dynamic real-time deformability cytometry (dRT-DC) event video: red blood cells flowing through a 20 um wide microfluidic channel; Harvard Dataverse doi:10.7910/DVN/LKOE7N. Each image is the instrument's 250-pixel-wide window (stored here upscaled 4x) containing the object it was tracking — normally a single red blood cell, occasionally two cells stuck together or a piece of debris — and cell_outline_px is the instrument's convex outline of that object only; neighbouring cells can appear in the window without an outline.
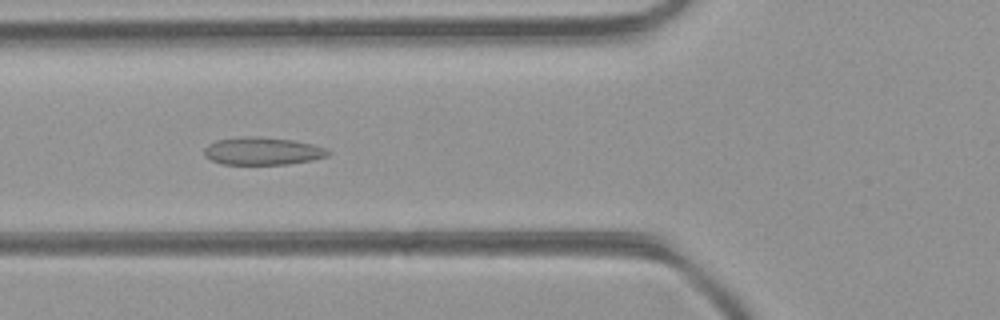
{"species": "common noctule bat (a hibernating species)", "species_latin": "Nyctalus noctula", "temperature_condition": "room temperature", "stored_images_in_passage": 47, "camera_frame_rate_fps": 3000, "um_per_image_px": 0.085, "animal": {"sex": "female", "body_mass_g": 21.9}, "frame": {"image": 1, "passage_image": 17, "time_ms": 5.333, "image_size_px": [1000, 320], "cell_outline_px": [[332, 152], [328, 156], [312, 160], [288, 164], [220, 164], [204, 156], [204, 148], [208, 144], [216, 140], [244, 136], [248, 136], [292, 140], [312, 144], [328, 148]], "centroid_in_image_um": [22.32, 12.84], "position_along_channel_um": 103.5, "area_um2": 20.0}}
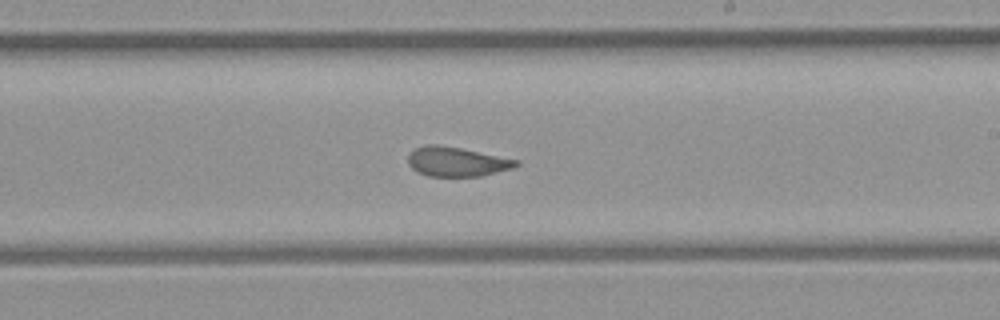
{"frame": {"image": 2, "passage_image": 27, "time_ms": 8.667, "image_size_px": [1000, 320], "cell_outline_px": [[520, 164], [512, 168], [480, 176], [428, 176], [416, 172], [408, 164], [408, 156], [416, 148], [424, 144], [436, 144], [460, 148], [520, 160]], "centroid_in_image_um": [38.81, 13.74], "position_along_channel_um": 250.2, "area_um2": 18.5}}
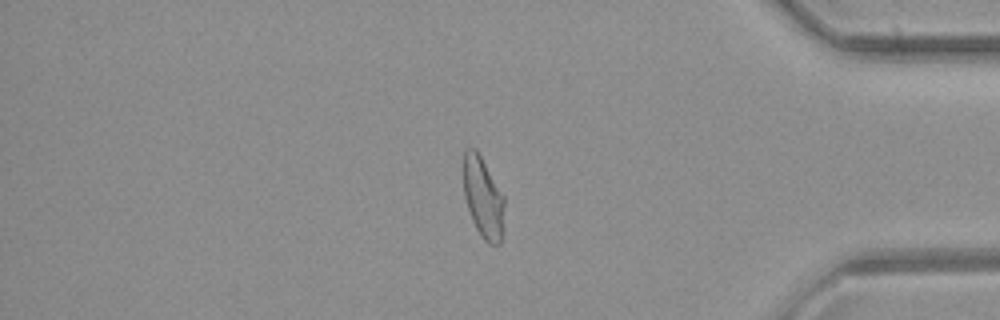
{"frame": {"image": 3, "passage_image": 39, "time_ms": 12.667, "image_size_px": [1000, 320], "cell_outline_px": [[504, 208], [500, 244], [488, 244], [480, 236], [472, 220], [464, 196], [464, 152], [468, 148], [476, 148], [504, 196]], "centroid_in_image_um": [41.06, 16.8], "position_along_channel_um": 394.1, "area_um2": 19.07}, "authors_computed_cell_mechanics": {"area_um2": 19.9988, "velocity_mm_per_s": 4.3869, "shape_relaxation_time_tau1_ms": null, "shape_relaxation_time_tau2_ms": 1.123, "deformation_change_tau1": null, "deformation_change_tau2": 0.0813}}